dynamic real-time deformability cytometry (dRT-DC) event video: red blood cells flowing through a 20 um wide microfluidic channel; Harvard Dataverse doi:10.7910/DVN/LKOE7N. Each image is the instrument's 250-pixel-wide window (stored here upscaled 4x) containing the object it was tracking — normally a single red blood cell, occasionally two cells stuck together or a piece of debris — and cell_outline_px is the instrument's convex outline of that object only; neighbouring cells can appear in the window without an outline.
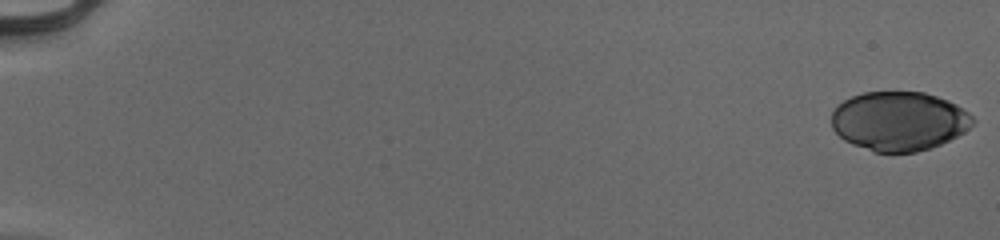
{"species": "human", "species_latin": "Homo sapiens", "temperature_condition": "cold", "stored_images_in_passage": 54, "camera_frame_rate_fps": 3000, "um_per_image_px": 0.085, "donor": {"sex": "male"}, "frame": {"image": 1, "passage_image": 1, "time_ms": 0.0, "image_size_px": [1000, 240], "cell_outline_px": [[976, 120], [964, 132], [932, 148], [916, 152], [876, 152], [852, 144], [844, 140], [832, 128], [832, 112], [844, 100], [852, 96], [864, 92], [924, 92], [948, 100], [956, 104], [968, 112]], "centroid_in_image_um": [76.42, 10.29], "position_along_channel_um": 8.6, "area_um2": 48.55}}
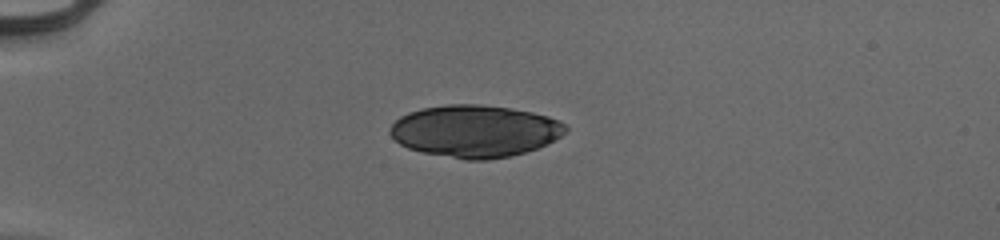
{"frame": {"image": 2, "passage_image": 16, "time_ms": 5.0, "image_size_px": [1000, 240], "cell_outline_px": [[568, 128], [560, 136], [536, 148], [524, 152], [508, 156], [488, 160], [468, 160], [424, 152], [408, 148], [400, 144], [388, 132], [392, 124], [400, 116], [408, 112], [420, 108], [448, 104], [480, 104], [508, 108], [532, 112], [548, 116], [564, 124]], "centroid_in_image_um": [40.32, 11.13], "position_along_channel_um": 44.7, "area_um2": 52.89}}
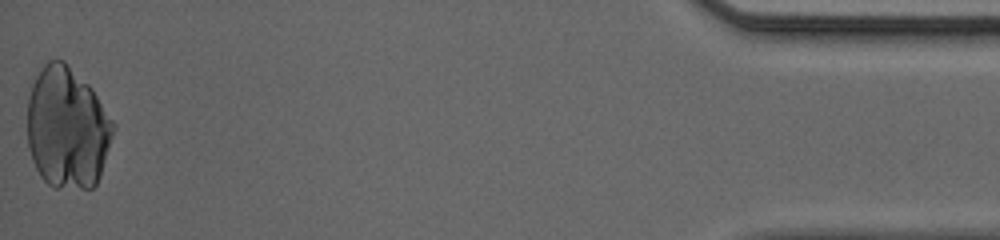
{"frame": {"image": 3, "passage_image": 54, "time_ms": 17.667, "image_size_px": [1000, 240], "cell_outline_px": [[116, 128], [100, 176], [96, 184], [92, 188], [56, 188], [48, 184], [40, 176], [32, 160], [28, 148], [28, 96], [32, 84], [36, 76], [44, 64], [48, 60], [64, 60], [92, 88], [116, 124]], "centroid_in_image_um": [5.73, 10.88], "position_along_channel_um": 429.5, "area_um2": 61.33}}